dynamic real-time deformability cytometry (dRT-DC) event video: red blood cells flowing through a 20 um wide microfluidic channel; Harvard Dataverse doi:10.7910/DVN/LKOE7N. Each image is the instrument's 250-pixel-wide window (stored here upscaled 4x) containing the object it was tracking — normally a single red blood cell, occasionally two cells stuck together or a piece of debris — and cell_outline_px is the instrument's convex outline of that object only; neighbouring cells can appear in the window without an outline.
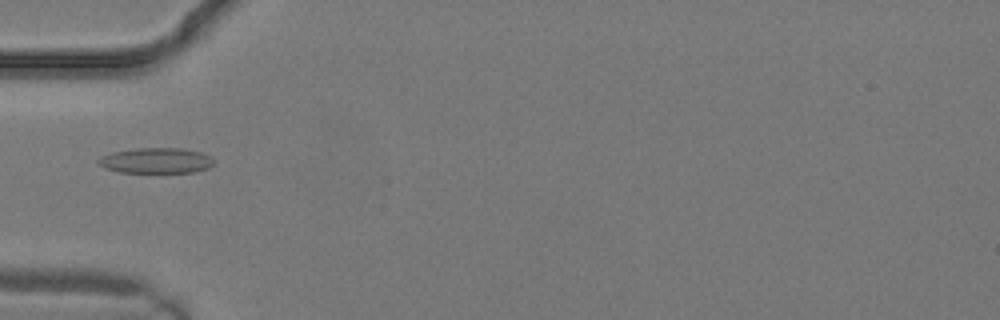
{"species": "common noctule bat (a hibernating species)", "species_latin": "Nyctalus noctula", "temperature_condition": "warm", "stored_images_in_passage": 2, "camera_frame_rate_fps": 3000, "um_per_image_px": 0.085, "animal": {"sex": "male", "body_mass_g": 19.2, "forearm_length_mm": 51.8}, "frame": {"image": 1, "passage_image": 2, "time_ms": 0.333, "image_size_px": [1000, 320], "cell_outline_px": [[216, 160], [208, 168], [192, 172], [120, 172], [104, 168], [96, 164], [96, 160], [100, 156], [112, 152], [136, 148], [184, 148], [200, 152]], "centroid_in_image_um": [13.21, 13.64], "position_along_channel_um": 71.8, "area_um2": 17.22}}